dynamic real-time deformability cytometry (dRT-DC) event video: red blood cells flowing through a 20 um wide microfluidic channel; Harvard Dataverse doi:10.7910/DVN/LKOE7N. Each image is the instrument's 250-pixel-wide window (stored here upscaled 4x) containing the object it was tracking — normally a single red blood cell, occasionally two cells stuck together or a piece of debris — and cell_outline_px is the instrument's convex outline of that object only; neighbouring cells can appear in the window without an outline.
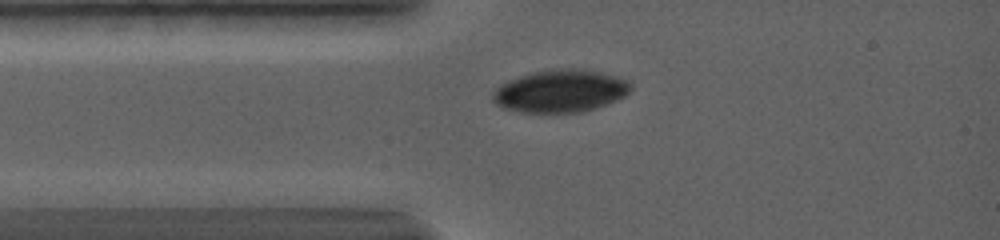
{"species": "common noctule bat (a hibernating species)", "species_latin": "Nyctalus noctula", "temperature_condition": "warm", "stored_images_in_passage": 11, "camera_frame_rate_fps": 5000, "um_per_image_px": 0.085, "animal": {"sex": "female", "body_mass_g": 19.0, "forearm_length_mm": 56.7}, "frame": {"image": 1, "passage_image": 3, "time_ms": 1.0, "image_size_px": [1000, 240], "cell_outline_px": [[632, 92], [620, 100], [584, 112], [556, 116], [512, 112], [500, 108], [492, 100], [496, 92], [504, 84], [536, 72], [576, 72], [604, 76], [624, 80], [632, 88]], "centroid_in_image_um": [47.6, 7.92], "position_along_channel_um": 37.4, "area_um2": 32.95}}
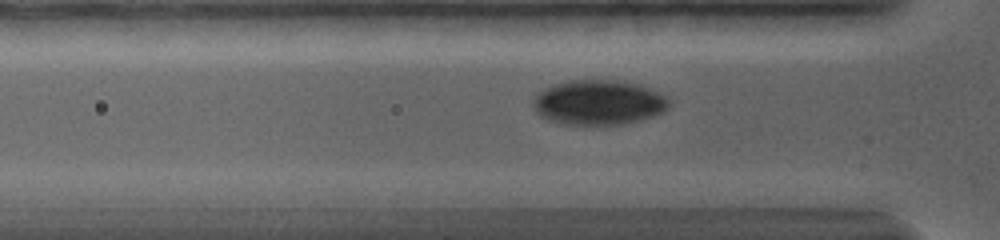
{"frame": {"image": 2, "passage_image": 6, "time_ms": 2.2, "image_size_px": [1000, 240], "cell_outline_px": [[668, 108], [664, 112], [628, 124], [604, 128], [556, 124], [544, 120], [536, 112], [536, 100], [548, 88], [556, 84], [568, 80], [616, 80], [632, 84], [644, 88], [664, 100], [668, 104]], "centroid_in_image_um": [50.82, 8.81], "position_along_channel_um": 75.0, "area_um2": 35.26}}